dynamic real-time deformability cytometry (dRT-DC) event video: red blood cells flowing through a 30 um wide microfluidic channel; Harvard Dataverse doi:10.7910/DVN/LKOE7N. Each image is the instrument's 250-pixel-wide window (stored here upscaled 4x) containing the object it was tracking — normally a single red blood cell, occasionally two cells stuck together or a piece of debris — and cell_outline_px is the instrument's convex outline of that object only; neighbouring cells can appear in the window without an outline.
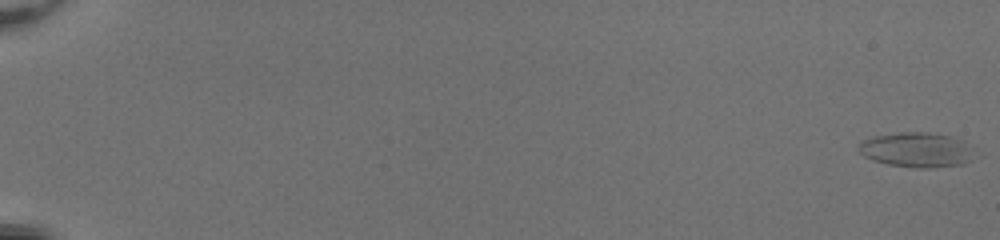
{"species": "common noctule bat (a hibernating species)", "species_latin": "Nyctalus noctula", "temperature_condition": "room temperature", "stored_images_in_passage": 55, "camera_frame_rate_fps": 3000, "um_per_image_px": 0.085, "animal": {"sex": "female", "body_mass_g": 20.0, "forearm_length_mm": 54.0}, "frame": {"image": 1, "passage_image": 1, "time_ms": 0.0, "image_size_px": [1000, 240], "cell_outline_px": [[972, 160], [964, 164], [932, 168], [916, 168], [888, 164], [872, 160], [864, 156], [856, 148], [860, 140], [872, 136], [900, 132], [928, 132], [948, 136], [964, 140]], "centroid_in_image_um": [77.81, 12.73], "position_along_channel_um": 7.2, "area_um2": 23.47}}
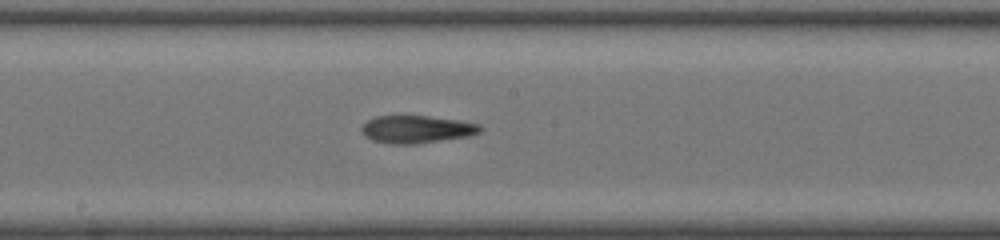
{"frame": {"image": 2, "passage_image": 33, "time_ms": 10.667, "image_size_px": [1000, 240], "cell_outline_px": [[484, 128], [480, 132], [468, 136], [416, 144], [392, 144], [372, 140], [364, 136], [360, 132], [360, 128], [368, 120], [376, 116], [428, 116], [456, 120], [480, 124]], "centroid_in_image_um": [35.39, 10.99], "position_along_channel_um": 212.8, "area_um2": 19.07}}
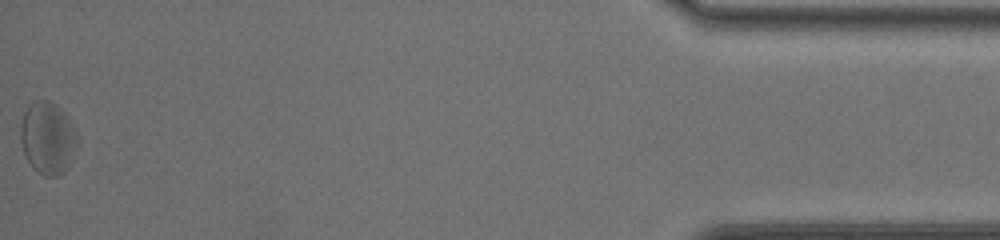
{"frame": {"image": 3, "passage_image": 55, "time_ms": 18.0, "image_size_px": [1000, 240], "cell_outline_px": [[80, 140], [72, 160], [68, 168], [64, 172], [56, 176], [44, 176], [36, 172], [32, 168], [24, 152], [20, 140], [20, 124], [24, 112], [28, 104], [32, 100], [48, 100], [56, 104], [64, 112], [76, 132]], "centroid_in_image_um": [4.06, 11.73], "position_along_channel_um": 431.1, "area_um2": 24.39}, "authors_computed_cell_mechanics": {"area_um2": 21.2704, "velocity_mm_per_s": 4.0569, "shape_relaxation_time_tau1_ms": null, "shape_relaxation_time_tau2_ms": 3.5273, "deformation_change_tau1": null, "deformation_change_tau2": 0.1418}}